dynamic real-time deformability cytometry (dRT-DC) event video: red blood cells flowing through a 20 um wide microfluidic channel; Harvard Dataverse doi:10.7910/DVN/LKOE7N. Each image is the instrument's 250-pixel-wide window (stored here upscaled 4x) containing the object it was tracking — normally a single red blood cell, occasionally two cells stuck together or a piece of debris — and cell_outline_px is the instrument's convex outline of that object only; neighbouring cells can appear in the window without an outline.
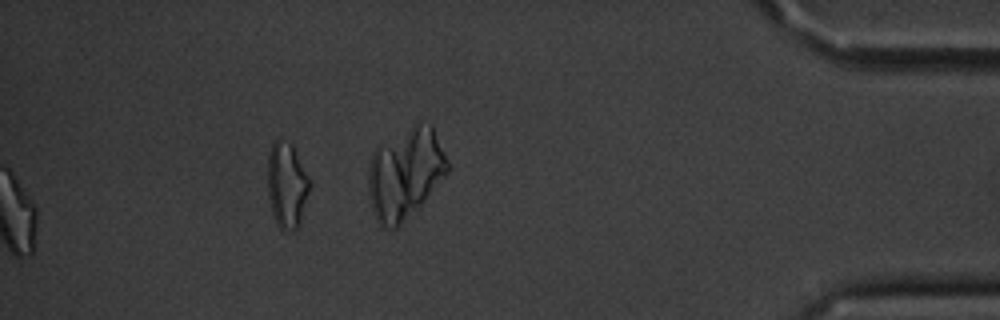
{"species": "common noctule bat (a hibernating species)", "species_latin": "Nyctalus noctula", "temperature_condition": "cold", "stored_images_in_passage": 11, "camera_frame_rate_fps": 3000, "um_per_image_px": 0.085, "animal": {"sex": "male", "body_mass_g": 20.1, "forearm_length_mm": 53.5}, "frame": {"image": 1, "passage_image": 10, "time_ms": 11.0, "image_size_px": [1000, 320], "cell_outline_px": [[312, 184], [300, 224], [296, 228], [284, 232], [280, 228], [272, 212], [268, 196], [268, 152], [272, 144], [276, 140], [280, 140], [292, 144], [312, 180]], "centroid_in_image_um": [24.42, 15.73], "position_along_channel_um": 410.8, "area_um2": 21.27}}